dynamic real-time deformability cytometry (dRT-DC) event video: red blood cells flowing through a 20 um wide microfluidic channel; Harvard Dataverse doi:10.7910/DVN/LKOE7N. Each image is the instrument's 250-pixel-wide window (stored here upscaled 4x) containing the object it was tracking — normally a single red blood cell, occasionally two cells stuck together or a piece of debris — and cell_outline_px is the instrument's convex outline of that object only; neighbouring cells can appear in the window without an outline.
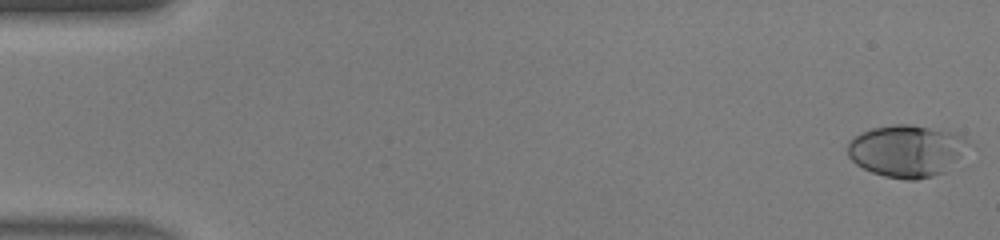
{"species": "human", "species_latin": "Homo sapiens", "temperature_condition": "warm", "stored_images_in_passage": 47, "camera_frame_rate_fps": 3000, "um_per_image_px": 0.085, "donor": {"sex": "male"}, "frame": {"image": 1, "passage_image": 1, "time_ms": 0.0, "image_size_px": [1000, 240], "cell_outline_px": [[972, 144], [944, 172], [932, 176], [916, 180], [908, 180], [884, 176], [872, 172], [856, 164], [848, 156], [848, 144], [852, 136], [860, 132], [872, 128], [892, 124], [908, 124], [956, 132], [964, 136]], "centroid_in_image_um": [77.07, 12.8], "position_along_channel_um": 7.9, "area_um2": 36.82}}
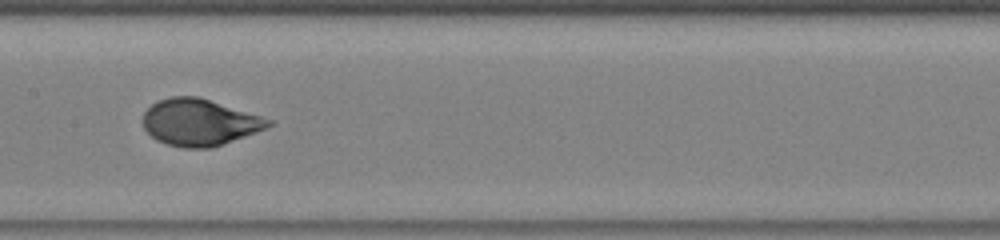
{"frame": {"image": 2, "passage_image": 24, "time_ms": 7.667, "image_size_px": [1000, 240], "cell_outline_px": [[276, 124], [256, 132], [208, 148], [180, 148], [156, 140], [144, 128], [144, 112], [152, 104], [160, 100], [172, 96], [196, 96], [276, 120]], "centroid_in_image_um": [16.99, 10.39], "position_along_channel_um": 190.4, "area_um2": 33.87}}
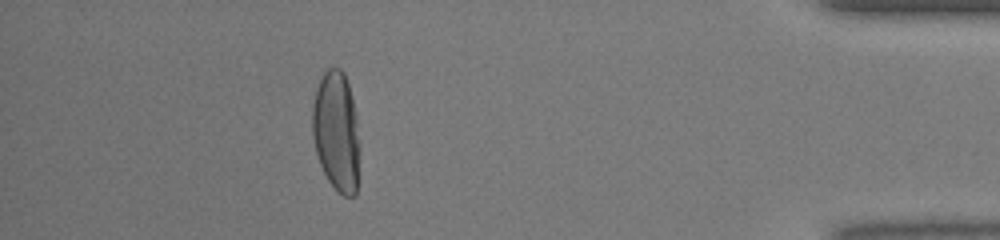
{"frame": {"image": 3, "passage_image": 42, "time_ms": 13.667, "image_size_px": [1000, 240], "cell_outline_px": [[360, 148], [356, 196], [344, 196], [328, 180], [320, 164], [316, 152], [312, 136], [312, 104], [316, 88], [320, 76], [328, 68], [340, 68], [344, 72], [352, 96], [360, 140]], "centroid_in_image_um": [28.59, 11.15], "position_along_channel_um": 406.6, "area_um2": 33.47}, "authors_computed_cell_mechanics": {"area_um2": 33.7552, "velocity_mm_per_s": 4.4275, "shape_relaxation_time_tau1_ms": 3.2392, "shape_relaxation_time_tau2_ms": null, "deformation_change_tau1": 0.2091, "deformation_change_tau2": null}}